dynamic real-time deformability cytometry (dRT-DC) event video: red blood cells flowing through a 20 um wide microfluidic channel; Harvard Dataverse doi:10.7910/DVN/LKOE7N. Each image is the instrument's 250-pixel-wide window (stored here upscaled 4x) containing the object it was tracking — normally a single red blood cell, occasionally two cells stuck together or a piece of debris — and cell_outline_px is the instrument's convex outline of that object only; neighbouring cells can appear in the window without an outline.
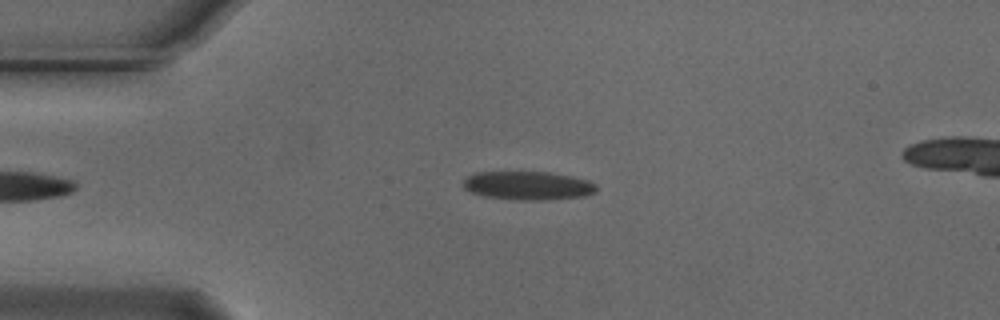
{"species": "Egyptian fruit bat (a non-hibernating species)", "species_latin": "Rousettus aegyptiacus", "temperature_condition": "cold", "stored_images_in_passage": 45, "camera_frame_rate_fps": 3000, "um_per_image_px": 0.085, "animal": {"sex": "male"}, "frame": {"image": 1, "passage_image": 10, "time_ms": 3.0, "image_size_px": [1000, 320], "cell_outline_px": [[596, 192], [584, 196], [544, 200], [520, 200], [484, 196], [472, 192], [464, 188], [460, 184], [472, 172], [548, 172], [572, 176], [588, 180], [596, 184]], "centroid_in_image_um": [44.86, 15.77], "position_along_channel_um": 40.1, "area_um2": 22.25}}
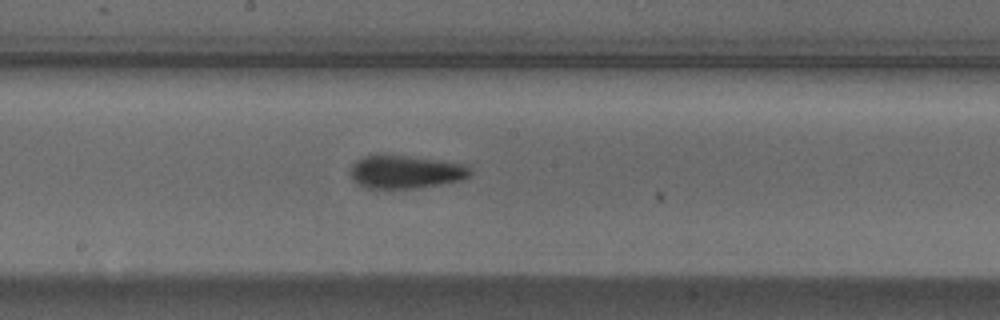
{"frame": {"image": 2, "passage_image": 26, "time_ms": 8.333, "image_size_px": [1000, 320], "cell_outline_px": [[472, 172], [468, 176], [460, 180], [420, 188], [364, 188], [352, 180], [348, 172], [352, 164], [360, 156], [380, 152], [460, 164], [468, 168]], "centroid_in_image_um": [34.31, 14.59], "position_along_channel_um": 213.9, "area_um2": 23.41}}
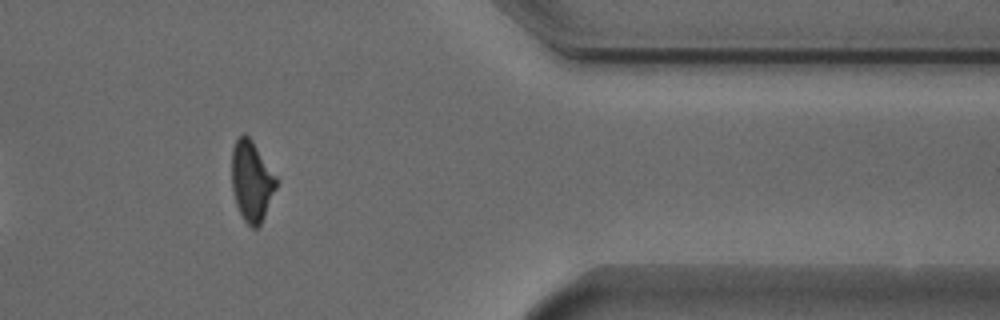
{"frame": {"image": 3, "passage_image": 42, "time_ms": 13.667, "image_size_px": [1000, 320], "cell_outline_px": [[276, 188], [264, 216], [260, 224], [256, 228], [252, 228], [244, 220], [236, 204], [232, 188], [232, 148], [236, 140], [244, 132], [252, 140], [276, 176]], "centroid_in_image_um": [21.37, 15.38], "position_along_channel_um": 390.0, "area_um2": 20.58}, "authors_computed_cell_mechanics": {"area_um2": 22.253, "velocity_mm_per_s": 3.7472, "shape_relaxation_time_tau1_ms": 2.8891, "shape_relaxation_time_tau2_ms": 2.7047, "deformation_change_tau1": 0.1195, "deformation_change_tau2": 0.0945}}